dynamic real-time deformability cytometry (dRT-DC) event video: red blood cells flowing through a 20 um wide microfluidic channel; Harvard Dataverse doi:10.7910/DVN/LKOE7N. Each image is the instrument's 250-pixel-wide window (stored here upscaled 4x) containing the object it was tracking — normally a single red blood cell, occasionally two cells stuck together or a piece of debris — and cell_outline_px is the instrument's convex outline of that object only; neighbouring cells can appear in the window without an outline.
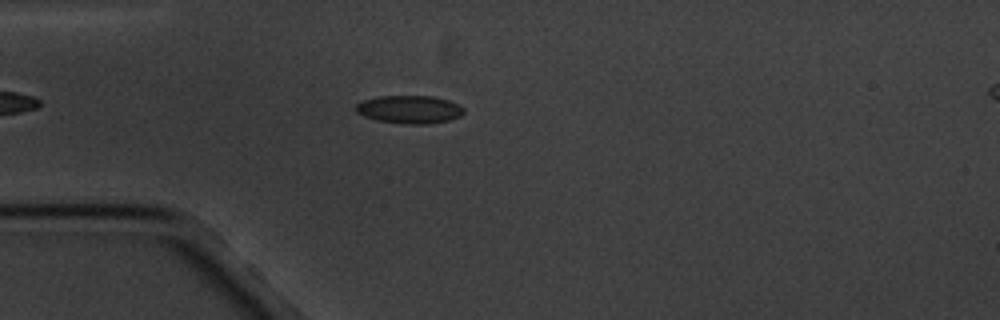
{"species": "common noctule bat (a hibernating species)", "species_latin": "Nyctalus noctula", "temperature_condition": "cold", "stored_images_in_passage": 17, "camera_frame_rate_fps": 3000, "um_per_image_px": 0.085, "animal": {"sex": "male", "body_mass_g": 20.1, "forearm_length_mm": 53.5}, "frame": {"image": 1, "passage_image": 5, "time_ms": 4.667, "image_size_px": [1000, 320], "cell_outline_px": [[464, 112], [460, 116], [448, 120], [428, 124], [404, 124], [376, 120], [364, 116], [356, 112], [356, 104], [360, 100], [380, 96], [432, 96], [448, 100], [460, 104], [464, 108]], "centroid_in_image_um": [34.8, 9.3], "position_along_channel_um": 50.2, "area_um2": 17.74}}
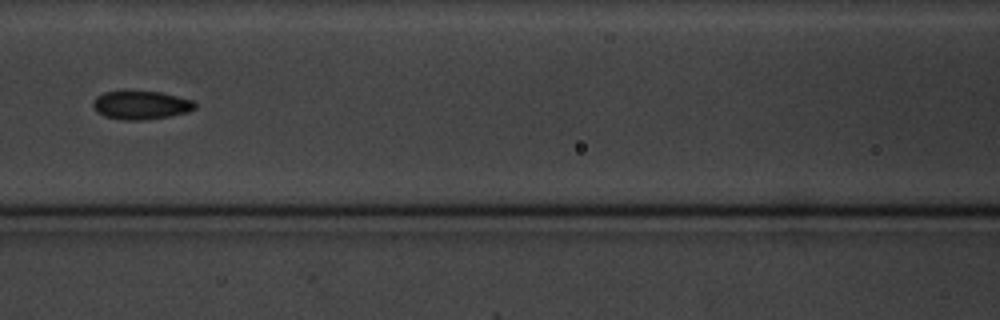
{"frame": {"image": 2, "passage_image": 8, "time_ms": 8.0, "image_size_px": [1000, 320], "cell_outline_px": [[196, 108], [188, 112], [168, 116], [144, 120], [120, 120], [104, 116], [96, 112], [92, 108], [92, 100], [96, 96], [104, 92], [160, 92], [192, 100], [196, 104]], "centroid_in_image_um": [11.93, 8.95], "position_along_channel_um": 154.7, "area_um2": 16.88}}
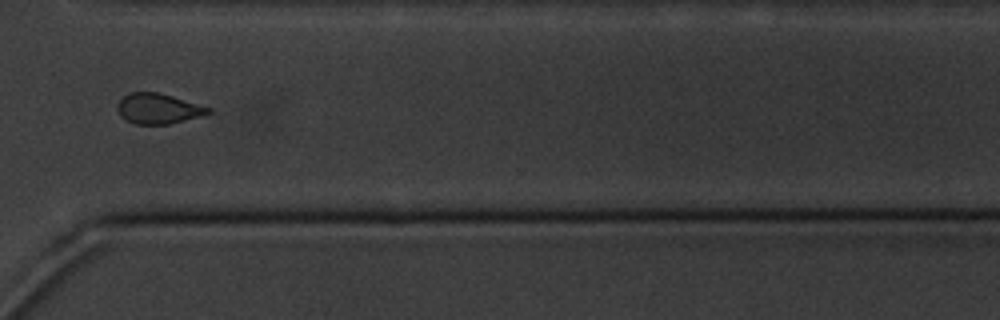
{"frame": {"image": 3, "passage_image": 13, "time_ms": 14.0, "image_size_px": [1000, 320], "cell_outline_px": [[212, 112], [200, 116], [168, 124], [136, 124], [120, 116], [116, 108], [116, 104], [128, 92], [160, 92], [212, 108]], "centroid_in_image_um": [13.43, 9.22], "position_along_channel_um": 357.2, "area_um2": 16.07}, "authors_computed_cell_mechanics": {"area_um2": 16.8776, "velocity_mm_per_s": 3.3908, "shape_relaxation_time_tau1_ms": 3.6397, "shape_relaxation_time_tau2_ms": 3.571, "deformation_change_tau1": 0.0973, "deformation_change_tau2": 0.0888}}